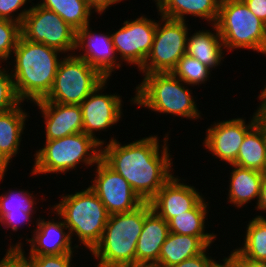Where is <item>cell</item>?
I'll return each instance as SVG.
<instances>
[{"label": "cell", "mask_w": 266, "mask_h": 267, "mask_svg": "<svg viewBox=\"0 0 266 267\" xmlns=\"http://www.w3.org/2000/svg\"><path fill=\"white\" fill-rule=\"evenodd\" d=\"M169 134L162 141L151 134L123 144L113 136L101 146V159L127 180L143 202H149L174 175Z\"/></svg>", "instance_id": "cell-1"}, {"label": "cell", "mask_w": 266, "mask_h": 267, "mask_svg": "<svg viewBox=\"0 0 266 267\" xmlns=\"http://www.w3.org/2000/svg\"><path fill=\"white\" fill-rule=\"evenodd\" d=\"M64 56V53L55 48L20 36L10 61L6 62L12 66L9 70L18 98L28 103L44 99L52 89Z\"/></svg>", "instance_id": "cell-2"}, {"label": "cell", "mask_w": 266, "mask_h": 267, "mask_svg": "<svg viewBox=\"0 0 266 267\" xmlns=\"http://www.w3.org/2000/svg\"><path fill=\"white\" fill-rule=\"evenodd\" d=\"M142 75V81L134 88L135 95L130 99L131 105L147 108L160 115L166 113L192 121L203 119L196 97L192 95V88L189 89V85L172 72Z\"/></svg>", "instance_id": "cell-3"}, {"label": "cell", "mask_w": 266, "mask_h": 267, "mask_svg": "<svg viewBox=\"0 0 266 267\" xmlns=\"http://www.w3.org/2000/svg\"><path fill=\"white\" fill-rule=\"evenodd\" d=\"M144 223V202L109 216L101 240L90 252L94 267H136V246Z\"/></svg>", "instance_id": "cell-4"}, {"label": "cell", "mask_w": 266, "mask_h": 267, "mask_svg": "<svg viewBox=\"0 0 266 267\" xmlns=\"http://www.w3.org/2000/svg\"><path fill=\"white\" fill-rule=\"evenodd\" d=\"M61 197L59 203L48 206L63 218L72 241L77 240L76 247L83 245L91 252L101 240L110 214L89 186Z\"/></svg>", "instance_id": "cell-5"}, {"label": "cell", "mask_w": 266, "mask_h": 267, "mask_svg": "<svg viewBox=\"0 0 266 267\" xmlns=\"http://www.w3.org/2000/svg\"><path fill=\"white\" fill-rule=\"evenodd\" d=\"M43 143L33 155L32 176L70 174L80 165L92 168L101 159V145L84 132Z\"/></svg>", "instance_id": "cell-6"}, {"label": "cell", "mask_w": 266, "mask_h": 267, "mask_svg": "<svg viewBox=\"0 0 266 267\" xmlns=\"http://www.w3.org/2000/svg\"><path fill=\"white\" fill-rule=\"evenodd\" d=\"M215 25L227 54L238 49L266 53V23L243 0H221Z\"/></svg>", "instance_id": "cell-7"}, {"label": "cell", "mask_w": 266, "mask_h": 267, "mask_svg": "<svg viewBox=\"0 0 266 267\" xmlns=\"http://www.w3.org/2000/svg\"><path fill=\"white\" fill-rule=\"evenodd\" d=\"M106 78L75 54L65 55L48 95L36 102L80 105Z\"/></svg>", "instance_id": "cell-8"}, {"label": "cell", "mask_w": 266, "mask_h": 267, "mask_svg": "<svg viewBox=\"0 0 266 267\" xmlns=\"http://www.w3.org/2000/svg\"><path fill=\"white\" fill-rule=\"evenodd\" d=\"M157 20L151 50L144 65L138 70L141 74L172 72L179 59L186 54L187 39L191 26L188 21L172 20L161 15Z\"/></svg>", "instance_id": "cell-9"}, {"label": "cell", "mask_w": 266, "mask_h": 267, "mask_svg": "<svg viewBox=\"0 0 266 267\" xmlns=\"http://www.w3.org/2000/svg\"><path fill=\"white\" fill-rule=\"evenodd\" d=\"M21 36L55 48L65 55L75 52L76 30L54 11L33 4L21 24Z\"/></svg>", "instance_id": "cell-10"}, {"label": "cell", "mask_w": 266, "mask_h": 267, "mask_svg": "<svg viewBox=\"0 0 266 267\" xmlns=\"http://www.w3.org/2000/svg\"><path fill=\"white\" fill-rule=\"evenodd\" d=\"M50 219L40 216L35 220L36 227L30 233L31 238L26 236L25 244H29V252L24 250V243L16 242L8 244L10 250H17L22 256H41V255H61L66 253H75L78 249L71 239L68 227L65 225L63 218L51 207ZM55 215H54V214ZM56 216V217H55ZM59 217V218H58ZM58 218V220H56ZM74 245H73V244Z\"/></svg>", "instance_id": "cell-11"}, {"label": "cell", "mask_w": 266, "mask_h": 267, "mask_svg": "<svg viewBox=\"0 0 266 267\" xmlns=\"http://www.w3.org/2000/svg\"><path fill=\"white\" fill-rule=\"evenodd\" d=\"M123 26L111 32V39L119 61L137 66L139 70L151 50L157 20L143 13L135 19L123 21Z\"/></svg>", "instance_id": "cell-12"}, {"label": "cell", "mask_w": 266, "mask_h": 267, "mask_svg": "<svg viewBox=\"0 0 266 267\" xmlns=\"http://www.w3.org/2000/svg\"><path fill=\"white\" fill-rule=\"evenodd\" d=\"M109 80L106 79L80 104L83 116V132L91 136L101 146L108 142L106 139L99 138L101 131L106 132L109 128H114L112 126H117V123L124 116L122 95L120 96L116 92L115 94L102 93L106 91L110 83Z\"/></svg>", "instance_id": "cell-13"}, {"label": "cell", "mask_w": 266, "mask_h": 267, "mask_svg": "<svg viewBox=\"0 0 266 267\" xmlns=\"http://www.w3.org/2000/svg\"><path fill=\"white\" fill-rule=\"evenodd\" d=\"M250 120L245 117L230 118L213 122L205 130L202 146L224 164L231 165L236 159L246 134L261 120V114L256 109ZM247 122V124H246Z\"/></svg>", "instance_id": "cell-14"}, {"label": "cell", "mask_w": 266, "mask_h": 267, "mask_svg": "<svg viewBox=\"0 0 266 267\" xmlns=\"http://www.w3.org/2000/svg\"><path fill=\"white\" fill-rule=\"evenodd\" d=\"M94 178L88 185L104 204L108 213H124L136 209L143 201L120 174L102 159L95 165Z\"/></svg>", "instance_id": "cell-15"}, {"label": "cell", "mask_w": 266, "mask_h": 267, "mask_svg": "<svg viewBox=\"0 0 266 267\" xmlns=\"http://www.w3.org/2000/svg\"><path fill=\"white\" fill-rule=\"evenodd\" d=\"M90 26V24L85 25L76 31L74 54L97 69L106 79H111L110 77L114 75L112 73L124 66L118 61L111 39V30L106 33L96 32Z\"/></svg>", "instance_id": "cell-16"}, {"label": "cell", "mask_w": 266, "mask_h": 267, "mask_svg": "<svg viewBox=\"0 0 266 267\" xmlns=\"http://www.w3.org/2000/svg\"><path fill=\"white\" fill-rule=\"evenodd\" d=\"M173 175L149 201L151 208L167 222L174 216L192 210L204 197L199 189Z\"/></svg>", "instance_id": "cell-17"}, {"label": "cell", "mask_w": 266, "mask_h": 267, "mask_svg": "<svg viewBox=\"0 0 266 267\" xmlns=\"http://www.w3.org/2000/svg\"><path fill=\"white\" fill-rule=\"evenodd\" d=\"M43 117L45 141L63 138L83 132V116L80 105L60 104L55 102H34Z\"/></svg>", "instance_id": "cell-18"}, {"label": "cell", "mask_w": 266, "mask_h": 267, "mask_svg": "<svg viewBox=\"0 0 266 267\" xmlns=\"http://www.w3.org/2000/svg\"><path fill=\"white\" fill-rule=\"evenodd\" d=\"M168 234V222L151 208L150 202H144V223L136 246V267H153L158 262Z\"/></svg>", "instance_id": "cell-19"}, {"label": "cell", "mask_w": 266, "mask_h": 267, "mask_svg": "<svg viewBox=\"0 0 266 267\" xmlns=\"http://www.w3.org/2000/svg\"><path fill=\"white\" fill-rule=\"evenodd\" d=\"M13 188L14 190L9 188L8 191L0 194V227L15 233L27 223V226H31L32 222L35 223L33 216L38 210L36 205L40 202L37 194H33L34 191Z\"/></svg>", "instance_id": "cell-20"}, {"label": "cell", "mask_w": 266, "mask_h": 267, "mask_svg": "<svg viewBox=\"0 0 266 267\" xmlns=\"http://www.w3.org/2000/svg\"><path fill=\"white\" fill-rule=\"evenodd\" d=\"M217 236H191L169 232L163 243L158 262L153 267H172L183 260L201 254L214 244Z\"/></svg>", "instance_id": "cell-21"}, {"label": "cell", "mask_w": 266, "mask_h": 267, "mask_svg": "<svg viewBox=\"0 0 266 267\" xmlns=\"http://www.w3.org/2000/svg\"><path fill=\"white\" fill-rule=\"evenodd\" d=\"M158 15L162 17L186 21L187 16L198 17L207 21L208 26L215 25L220 9L221 0H152ZM210 24V25H209Z\"/></svg>", "instance_id": "cell-22"}, {"label": "cell", "mask_w": 266, "mask_h": 267, "mask_svg": "<svg viewBox=\"0 0 266 267\" xmlns=\"http://www.w3.org/2000/svg\"><path fill=\"white\" fill-rule=\"evenodd\" d=\"M191 32H189L187 39L186 54L198 59L211 70H216V67L221 66L223 59H225V48L218 27L212 25L207 30L196 31L195 29L192 35Z\"/></svg>", "instance_id": "cell-23"}, {"label": "cell", "mask_w": 266, "mask_h": 267, "mask_svg": "<svg viewBox=\"0 0 266 267\" xmlns=\"http://www.w3.org/2000/svg\"><path fill=\"white\" fill-rule=\"evenodd\" d=\"M228 177V191L226 200L228 203L238 208H243L247 203L255 201V207L260 195L261 183L264 176L263 172L242 168L234 164ZM256 199V200H255Z\"/></svg>", "instance_id": "cell-24"}, {"label": "cell", "mask_w": 266, "mask_h": 267, "mask_svg": "<svg viewBox=\"0 0 266 267\" xmlns=\"http://www.w3.org/2000/svg\"><path fill=\"white\" fill-rule=\"evenodd\" d=\"M23 103L0 113V152L10 163L21 151L22 135L25 134L26 122L30 118L29 111L26 112L23 107L26 104Z\"/></svg>", "instance_id": "cell-25"}, {"label": "cell", "mask_w": 266, "mask_h": 267, "mask_svg": "<svg viewBox=\"0 0 266 267\" xmlns=\"http://www.w3.org/2000/svg\"><path fill=\"white\" fill-rule=\"evenodd\" d=\"M236 166L265 173L266 169V124L260 120L244 137Z\"/></svg>", "instance_id": "cell-26"}, {"label": "cell", "mask_w": 266, "mask_h": 267, "mask_svg": "<svg viewBox=\"0 0 266 267\" xmlns=\"http://www.w3.org/2000/svg\"><path fill=\"white\" fill-rule=\"evenodd\" d=\"M209 204L211 203L204 197L192 210L172 217L168 221L169 232L191 236H218L217 233L206 230L211 208Z\"/></svg>", "instance_id": "cell-27"}, {"label": "cell", "mask_w": 266, "mask_h": 267, "mask_svg": "<svg viewBox=\"0 0 266 267\" xmlns=\"http://www.w3.org/2000/svg\"><path fill=\"white\" fill-rule=\"evenodd\" d=\"M246 226L244 241L231 252L237 258L266 261V218L254 216Z\"/></svg>", "instance_id": "cell-28"}, {"label": "cell", "mask_w": 266, "mask_h": 267, "mask_svg": "<svg viewBox=\"0 0 266 267\" xmlns=\"http://www.w3.org/2000/svg\"><path fill=\"white\" fill-rule=\"evenodd\" d=\"M37 3L57 13L76 31L91 24L94 12L89 8L86 0H39Z\"/></svg>", "instance_id": "cell-29"}, {"label": "cell", "mask_w": 266, "mask_h": 267, "mask_svg": "<svg viewBox=\"0 0 266 267\" xmlns=\"http://www.w3.org/2000/svg\"><path fill=\"white\" fill-rule=\"evenodd\" d=\"M212 70L201 63L198 59L185 54L183 55L176 68L172 73L189 87H200V85L207 83L211 77Z\"/></svg>", "instance_id": "cell-30"}, {"label": "cell", "mask_w": 266, "mask_h": 267, "mask_svg": "<svg viewBox=\"0 0 266 267\" xmlns=\"http://www.w3.org/2000/svg\"><path fill=\"white\" fill-rule=\"evenodd\" d=\"M21 36V24L0 19V62L6 63L11 59Z\"/></svg>", "instance_id": "cell-31"}, {"label": "cell", "mask_w": 266, "mask_h": 267, "mask_svg": "<svg viewBox=\"0 0 266 267\" xmlns=\"http://www.w3.org/2000/svg\"><path fill=\"white\" fill-rule=\"evenodd\" d=\"M7 64L6 68L0 62V113L17 107L22 101L18 98L12 75Z\"/></svg>", "instance_id": "cell-32"}, {"label": "cell", "mask_w": 266, "mask_h": 267, "mask_svg": "<svg viewBox=\"0 0 266 267\" xmlns=\"http://www.w3.org/2000/svg\"><path fill=\"white\" fill-rule=\"evenodd\" d=\"M32 1L33 0H0V19L22 24L24 17L33 6L32 4H34ZM30 2L31 5L28 6L27 4ZM25 5H27V7Z\"/></svg>", "instance_id": "cell-33"}, {"label": "cell", "mask_w": 266, "mask_h": 267, "mask_svg": "<svg viewBox=\"0 0 266 267\" xmlns=\"http://www.w3.org/2000/svg\"><path fill=\"white\" fill-rule=\"evenodd\" d=\"M75 253L61 255L23 256L31 267H75Z\"/></svg>", "instance_id": "cell-34"}, {"label": "cell", "mask_w": 266, "mask_h": 267, "mask_svg": "<svg viewBox=\"0 0 266 267\" xmlns=\"http://www.w3.org/2000/svg\"><path fill=\"white\" fill-rule=\"evenodd\" d=\"M212 248L208 246L201 254L194 257L183 260L181 263L174 265L172 267H210L211 263L215 257L209 256V249Z\"/></svg>", "instance_id": "cell-35"}, {"label": "cell", "mask_w": 266, "mask_h": 267, "mask_svg": "<svg viewBox=\"0 0 266 267\" xmlns=\"http://www.w3.org/2000/svg\"><path fill=\"white\" fill-rule=\"evenodd\" d=\"M6 248V253L0 261V267H31L28 261L17 250Z\"/></svg>", "instance_id": "cell-36"}, {"label": "cell", "mask_w": 266, "mask_h": 267, "mask_svg": "<svg viewBox=\"0 0 266 267\" xmlns=\"http://www.w3.org/2000/svg\"><path fill=\"white\" fill-rule=\"evenodd\" d=\"M123 0H86L89 8L94 12L99 14L101 17L103 13L109 9V6H116V4H120ZM114 4V5H113Z\"/></svg>", "instance_id": "cell-37"}, {"label": "cell", "mask_w": 266, "mask_h": 267, "mask_svg": "<svg viewBox=\"0 0 266 267\" xmlns=\"http://www.w3.org/2000/svg\"><path fill=\"white\" fill-rule=\"evenodd\" d=\"M248 9L266 23V0H243Z\"/></svg>", "instance_id": "cell-38"}, {"label": "cell", "mask_w": 266, "mask_h": 267, "mask_svg": "<svg viewBox=\"0 0 266 267\" xmlns=\"http://www.w3.org/2000/svg\"><path fill=\"white\" fill-rule=\"evenodd\" d=\"M220 260L214 259L210 267H241L240 260L231 251L227 257H223L221 260L223 263Z\"/></svg>", "instance_id": "cell-39"}, {"label": "cell", "mask_w": 266, "mask_h": 267, "mask_svg": "<svg viewBox=\"0 0 266 267\" xmlns=\"http://www.w3.org/2000/svg\"><path fill=\"white\" fill-rule=\"evenodd\" d=\"M254 208L259 212L261 211L260 212L261 214L256 215L257 217L266 218V215L264 216L262 214V211H263L264 214L266 213V174H264V176H263L259 199H258V202H257V206L254 207Z\"/></svg>", "instance_id": "cell-40"}, {"label": "cell", "mask_w": 266, "mask_h": 267, "mask_svg": "<svg viewBox=\"0 0 266 267\" xmlns=\"http://www.w3.org/2000/svg\"><path fill=\"white\" fill-rule=\"evenodd\" d=\"M11 163L1 154L0 152V182L5 178L6 172L9 170L8 168L11 167Z\"/></svg>", "instance_id": "cell-41"}, {"label": "cell", "mask_w": 266, "mask_h": 267, "mask_svg": "<svg viewBox=\"0 0 266 267\" xmlns=\"http://www.w3.org/2000/svg\"><path fill=\"white\" fill-rule=\"evenodd\" d=\"M241 267H266V261L248 260L245 258H238Z\"/></svg>", "instance_id": "cell-42"}, {"label": "cell", "mask_w": 266, "mask_h": 267, "mask_svg": "<svg viewBox=\"0 0 266 267\" xmlns=\"http://www.w3.org/2000/svg\"><path fill=\"white\" fill-rule=\"evenodd\" d=\"M266 56V53L264 54ZM266 81V80H265ZM261 92L257 95V99L260 101L257 106V110L260 112L266 106V82L263 88H261Z\"/></svg>", "instance_id": "cell-43"}, {"label": "cell", "mask_w": 266, "mask_h": 267, "mask_svg": "<svg viewBox=\"0 0 266 267\" xmlns=\"http://www.w3.org/2000/svg\"><path fill=\"white\" fill-rule=\"evenodd\" d=\"M261 120L266 124V106L260 111Z\"/></svg>", "instance_id": "cell-44"}]
</instances>
